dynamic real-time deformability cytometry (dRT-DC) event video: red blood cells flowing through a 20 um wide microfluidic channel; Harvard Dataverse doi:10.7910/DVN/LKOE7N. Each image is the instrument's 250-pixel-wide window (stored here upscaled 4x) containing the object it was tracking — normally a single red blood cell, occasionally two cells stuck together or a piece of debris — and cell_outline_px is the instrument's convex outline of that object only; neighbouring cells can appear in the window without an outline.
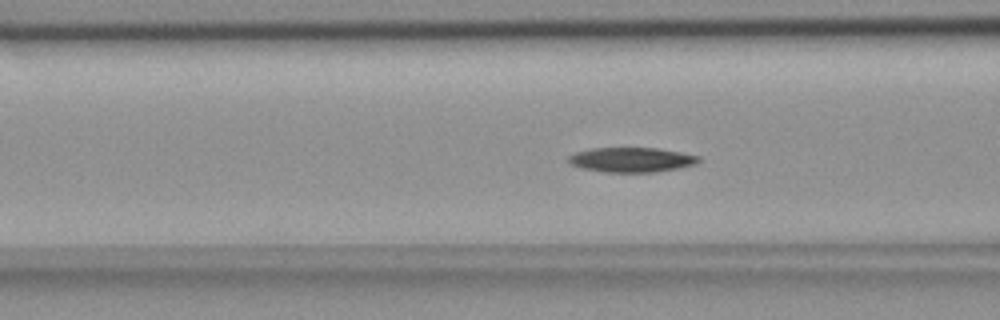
{"species": "common noctule bat (a hibernating species)", "species_latin": "Nyctalus noctula", "temperature_condition": "room temperature", "stored_images_in_passage": 57, "camera_frame_rate_fps": 3000, "um_per_image_px": 0.085, "animal": {"sex": "female", "body_mass_g": 18.4}, "frame": {"image": 1, "passage_image": 22, "time_ms": 7.0, "image_size_px": [1000, 320], "cell_outline_px": [[700, 160], [696, 164], [680, 168], [652, 172], [604, 172], [580, 168], [568, 164], [564, 160], [568, 156], [576, 152], [588, 148], [656, 148], [680, 152], [700, 156]], "centroid_in_image_um": [53.61, 13.58], "position_along_channel_um": 113.0, "area_um2": 19.02}}
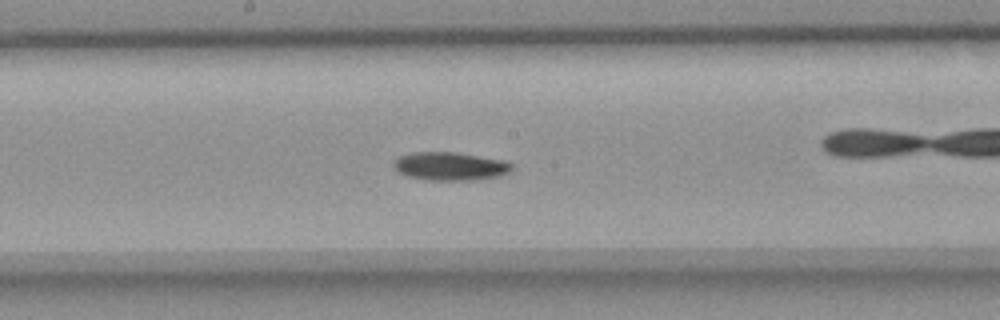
{"frame": {"image": 2, "passage_image": 30, "time_ms": 9.667, "image_size_px": [1000, 320], "cell_outline_px": [[516, 164], [512, 172], [500, 176], [480, 180], [428, 180], [408, 176], [396, 172], [392, 168], [392, 160], [400, 156], [416, 152], [456, 152], [504, 160]], "centroid_in_image_um": [38.3, 14.14], "position_along_channel_um": 209.9, "area_um2": 20.0}}
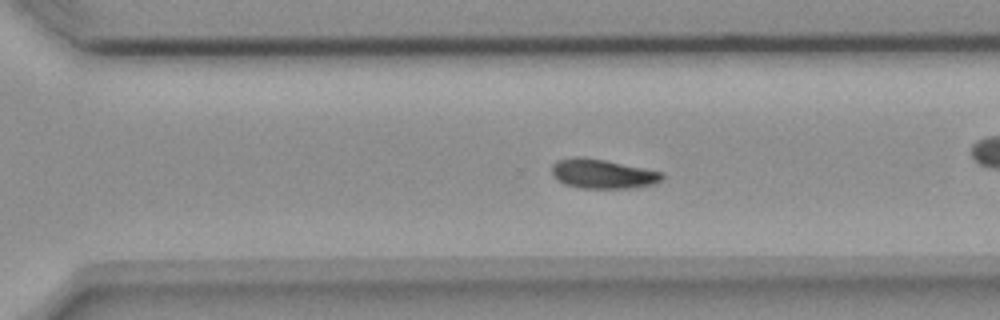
{"frame": {"image": 3, "passage_image": 39, "time_ms": 12.667, "image_size_px": [1000, 320], "cell_outline_px": [[664, 176], [656, 184], [632, 188], [580, 188], [564, 184], [556, 180], [552, 176], [552, 164], [556, 160], [572, 156], [584, 156], [664, 172]], "centroid_in_image_um": [51.18, 14.77], "position_along_channel_um": 319.4, "area_um2": 19.19}, "authors_computed_cell_mechanics": {"area_um2": 18.8428, "velocity_mm_per_s": 3.6433, "shape_relaxation_time_tau1_ms": 10.9831, "shape_relaxation_time_tau2_ms": null, "deformation_change_tau1": 0.1944, "deformation_change_tau2": null}}